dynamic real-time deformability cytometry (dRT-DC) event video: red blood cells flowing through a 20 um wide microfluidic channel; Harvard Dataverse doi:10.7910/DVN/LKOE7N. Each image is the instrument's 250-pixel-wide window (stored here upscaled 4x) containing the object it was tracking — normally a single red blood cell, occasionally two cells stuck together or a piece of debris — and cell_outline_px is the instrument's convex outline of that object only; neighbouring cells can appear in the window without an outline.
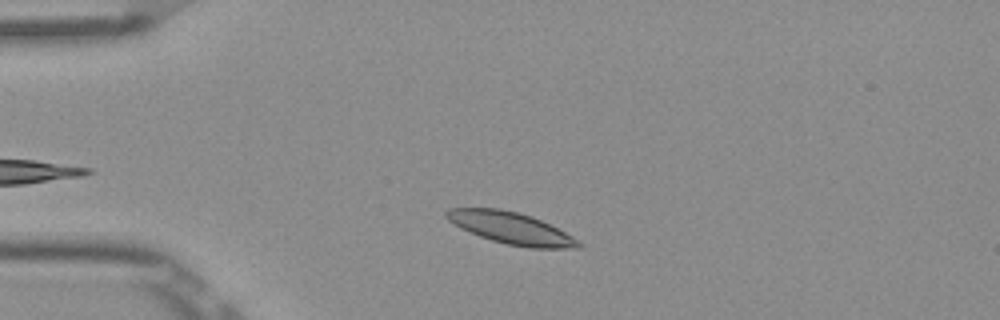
{"species": "Egyptian fruit bat (a non-hibernating species)", "species_latin": "Rousettus aegyptiacus", "temperature_condition": "room temperature", "stored_images_in_passage": 41, "camera_frame_rate_fps": 3000, "um_per_image_px": 0.085, "frame": {"image": 1, "passage_image": 6, "time_ms": 1.667, "image_size_px": [1000, 320], "cell_outline_px": [[584, 244], [580, 248], [528, 248], [508, 244], [492, 240], [480, 236], [460, 228], [448, 220], [444, 216], [444, 212], [448, 208], [500, 208], [532, 216], [572, 236]], "centroid_in_image_um": [43.41, 19.38], "position_along_channel_um": 41.6, "area_um2": 24.33}}
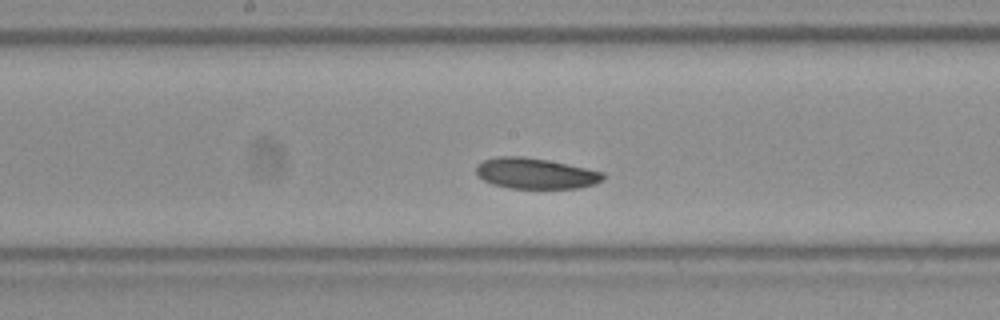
{"frame": {"image": 2, "passage_image": 21, "time_ms": 6.667, "image_size_px": [1000, 320], "cell_outline_px": [[604, 180], [596, 184], [580, 188], [508, 188], [492, 184], [476, 176], [476, 164], [484, 160], [496, 156], [524, 156], [548, 160], [604, 172]], "centroid_in_image_um": [45.5, 14.74], "position_along_channel_um": 202.7, "area_um2": 22.95}}
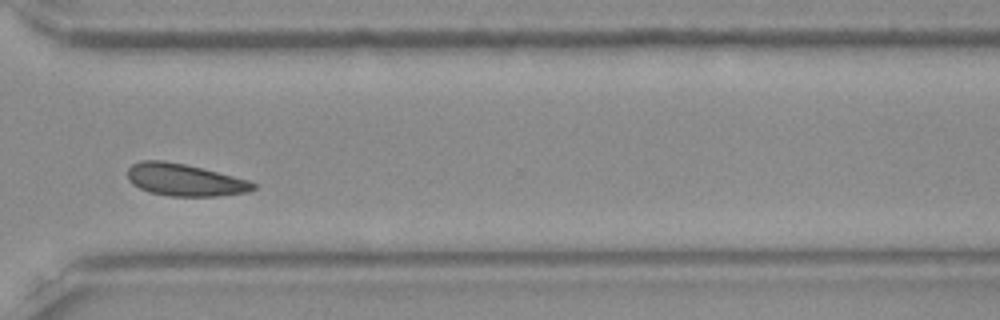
{"frame": {"image": 3, "passage_image": 33, "time_ms": 10.667, "image_size_px": [1000, 320], "cell_outline_px": [[256, 188], [248, 192], [220, 196], [172, 196], [148, 192], [132, 184], [128, 180], [128, 168], [132, 164], [140, 160], [164, 160], [184, 164], [248, 180], [256, 184]], "centroid_in_image_um": [15.67, 15.29], "position_along_channel_um": 354.9, "area_um2": 23.47}, "authors_computed_cell_mechanics": {"area_um2": 23.3512, "velocity_mm_per_s": 3.8038, "shape_relaxation_time_tau1_ms": 1.3091, "shape_relaxation_time_tau2_ms": null, "deformation_change_tau1": 0.053, "deformation_change_tau2": null}}